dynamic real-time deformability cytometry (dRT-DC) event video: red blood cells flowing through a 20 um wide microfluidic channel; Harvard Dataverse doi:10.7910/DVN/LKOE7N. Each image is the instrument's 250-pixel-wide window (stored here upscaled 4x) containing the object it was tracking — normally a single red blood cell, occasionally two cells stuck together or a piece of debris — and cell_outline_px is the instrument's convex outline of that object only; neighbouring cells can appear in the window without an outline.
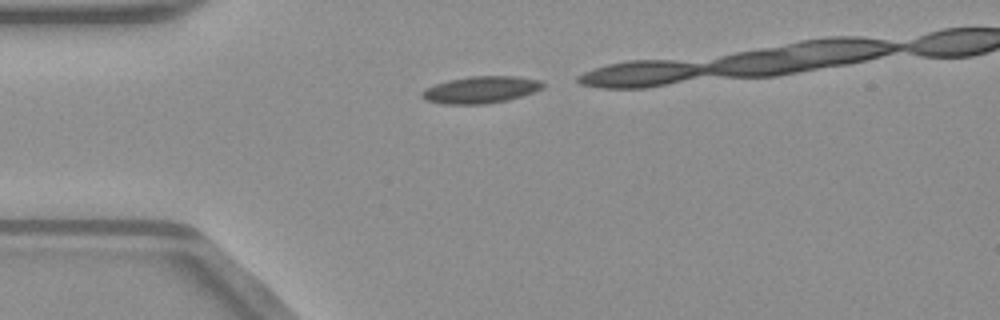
{"species": "common noctule bat (a hibernating species)", "species_latin": "Nyctalus noctula", "temperature_condition": "warm", "stored_images_in_passage": 10, "camera_frame_rate_fps": 3000, "um_per_image_px": 0.085, "animal": {"sex": "male", "body_mass_g": 23.1, "forearm_length_mm": 52.7}, "frame": {"image": 1, "passage_image": 1, "time_ms": 0.0, "image_size_px": [1000, 320], "cell_outline_px": [[544, 88], [508, 100], [484, 104], [444, 104], [424, 100], [420, 96], [420, 92], [424, 88], [448, 80], [472, 76], [516, 76], [544, 80]], "centroid_in_image_um": [40.85, 7.62], "position_along_channel_um": 44.1, "area_um2": 19.13}}
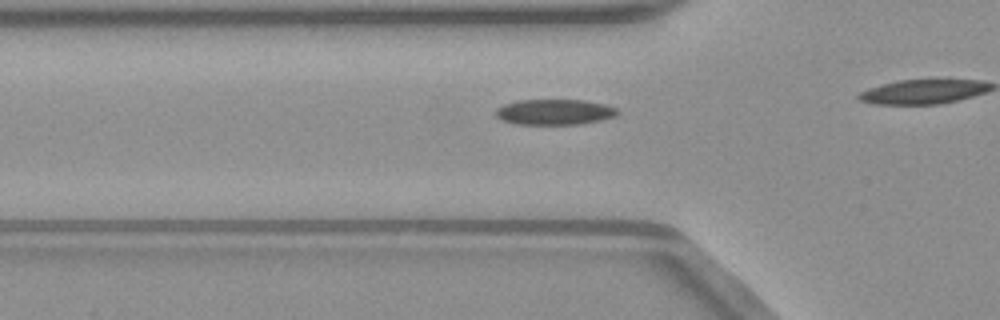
{"frame": {"image": 2, "passage_image": 5, "time_ms": 1.333, "image_size_px": [1000, 320], "cell_outline_px": [[620, 112], [616, 116], [604, 120], [580, 124], [516, 124], [500, 120], [496, 116], [496, 108], [504, 104], [520, 100], [584, 100], [604, 104], [616, 108]], "centroid_in_image_um": [47.15, 9.52], "position_along_channel_um": 78.6, "area_um2": 18.26}}
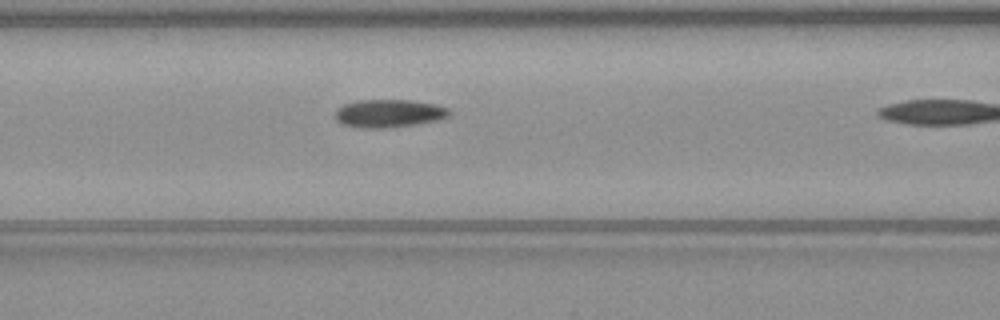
{"frame": {"image": 3, "passage_image": 9, "time_ms": 2.667, "image_size_px": [1000, 320], "cell_outline_px": [[452, 112], [448, 116], [436, 120], [416, 124], [384, 128], [360, 128], [344, 124], [336, 120], [336, 108], [344, 104], [356, 100], [412, 100], [436, 104], [448, 108]], "centroid_in_image_um": [33.05, 9.63], "position_along_channel_um": 133.5, "area_um2": 18.61}}